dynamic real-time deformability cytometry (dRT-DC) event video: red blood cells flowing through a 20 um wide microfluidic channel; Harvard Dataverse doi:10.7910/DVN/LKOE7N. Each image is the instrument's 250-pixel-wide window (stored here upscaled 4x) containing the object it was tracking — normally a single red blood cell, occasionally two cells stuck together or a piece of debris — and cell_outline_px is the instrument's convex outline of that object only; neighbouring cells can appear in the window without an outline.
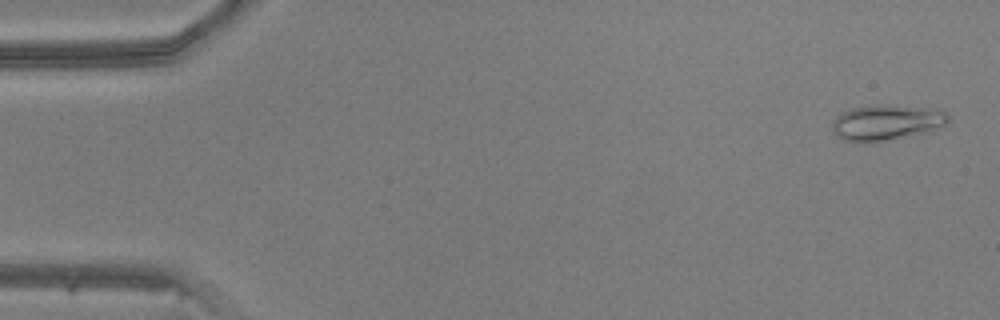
{"species": "common noctule bat (a hibernating species)", "species_latin": "Nyctalus noctula", "temperature_condition": "warm", "stored_images_in_passage": 49, "camera_frame_rate_fps": 3000, "um_per_image_px": 0.085, "animal": {"sex": "male", "body_mass_g": 20.5, "forearm_length_mm": 52.5}, "frame": {"image": 1, "passage_image": 2, "time_ms": 0.333, "image_size_px": [1000, 320], "cell_outline_px": [[948, 124], [928, 132], [880, 140], [844, 140], [832, 128], [832, 124], [836, 116], [840, 112], [852, 108], [884, 104], [940, 108], [948, 116]], "centroid_in_image_um": [75.43, 10.35], "position_along_channel_um": 9.6, "area_um2": 23.52}}
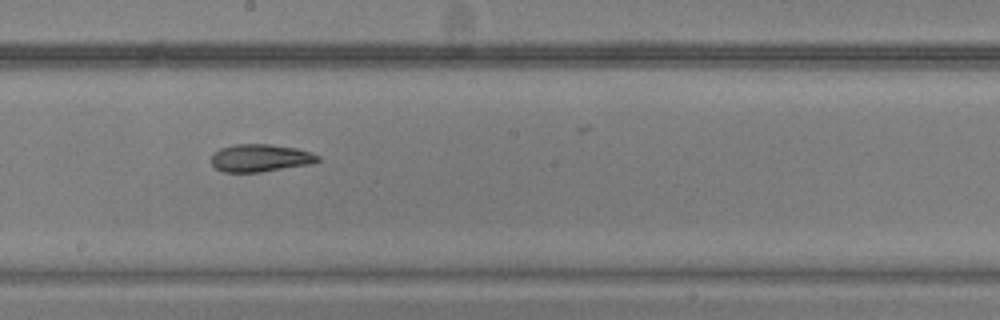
{"frame": {"image": 2, "passage_image": 27, "time_ms": 8.667, "image_size_px": [1000, 320], "cell_outline_px": [[320, 160], [312, 164], [260, 172], [224, 172], [216, 168], [212, 164], [212, 152], [220, 148], [232, 144], [268, 144], [296, 148], [312, 152], [320, 156]], "centroid_in_image_um": [22.13, 13.42], "position_along_channel_um": 226.1, "area_um2": 17.28}}
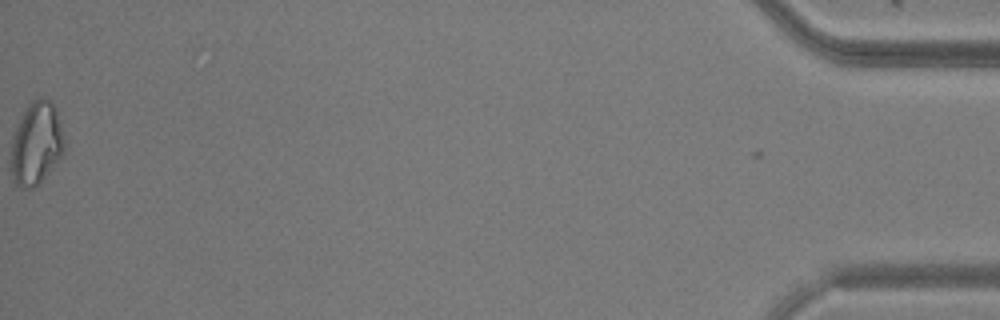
{"frame": {"image": 3, "passage_image": 49, "time_ms": 16.0, "image_size_px": [1000, 320], "cell_outline_px": [[64, 152], [48, 172], [32, 188], [20, 188], [12, 180], [12, 136], [24, 112], [32, 100], [40, 96], [52, 100], [56, 108], [64, 140]], "centroid_in_image_um": [3.09, 12.16], "position_along_channel_um": 432.1, "area_um2": 25.26}}